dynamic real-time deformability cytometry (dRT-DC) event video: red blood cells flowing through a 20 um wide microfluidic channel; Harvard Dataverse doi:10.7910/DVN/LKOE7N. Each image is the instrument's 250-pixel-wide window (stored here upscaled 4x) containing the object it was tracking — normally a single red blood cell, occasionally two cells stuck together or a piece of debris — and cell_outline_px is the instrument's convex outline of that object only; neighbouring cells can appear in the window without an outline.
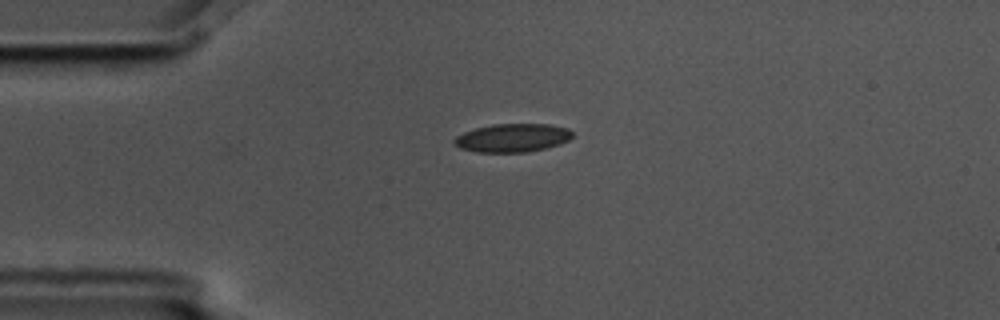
{"species": "common noctule bat (a hibernating species)", "species_latin": "Nyctalus noctula", "temperature_condition": "cold", "stored_images_in_passage": 2, "camera_frame_rate_fps": 3000, "um_per_image_px": 0.085, "animal": {"sex": "male", "body_mass_g": 17.5, "forearm_length_mm": 52.3}, "frame": {"image": 1, "passage_image": 1, "time_ms": 0.0, "image_size_px": [1000, 320], "cell_outline_px": [[572, 136], [568, 140], [560, 144], [528, 152], [476, 152], [460, 148], [452, 140], [456, 136], [464, 132], [476, 128], [492, 124], [548, 124], [568, 128], [572, 132]], "centroid_in_image_um": [43.55, 11.71], "position_along_channel_um": 41.4, "area_um2": 19.48}}